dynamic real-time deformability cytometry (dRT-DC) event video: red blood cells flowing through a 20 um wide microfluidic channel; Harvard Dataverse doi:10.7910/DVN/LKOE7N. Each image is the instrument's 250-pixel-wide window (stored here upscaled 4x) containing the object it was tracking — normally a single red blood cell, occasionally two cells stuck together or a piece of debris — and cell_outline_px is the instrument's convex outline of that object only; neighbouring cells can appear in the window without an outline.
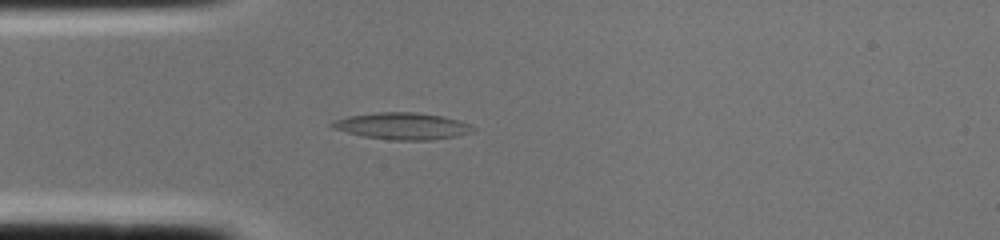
{"species": "common noctule bat (a hibernating species)", "species_latin": "Nyctalus noctula", "temperature_condition": "cold", "stored_images_in_passage": 1, "camera_frame_rate_fps": 3000, "um_per_image_px": 0.085, "animal": {"sex": "female", "body_mass_g": 22.0, "forearm_length_mm": 56.7}, "frame": {"image": 1, "passage_image": 1, "time_ms": 0.0, "image_size_px": [1000, 240], "cell_outline_px": [[476, 128], [472, 132], [456, 136], [432, 140], [392, 140], [364, 136], [332, 128], [328, 124], [336, 120], [348, 116], [376, 112], [416, 112], [444, 116], [468, 124]], "centroid_in_image_um": [34.2, 10.71], "position_along_channel_um": 50.8, "area_um2": 21.85}}